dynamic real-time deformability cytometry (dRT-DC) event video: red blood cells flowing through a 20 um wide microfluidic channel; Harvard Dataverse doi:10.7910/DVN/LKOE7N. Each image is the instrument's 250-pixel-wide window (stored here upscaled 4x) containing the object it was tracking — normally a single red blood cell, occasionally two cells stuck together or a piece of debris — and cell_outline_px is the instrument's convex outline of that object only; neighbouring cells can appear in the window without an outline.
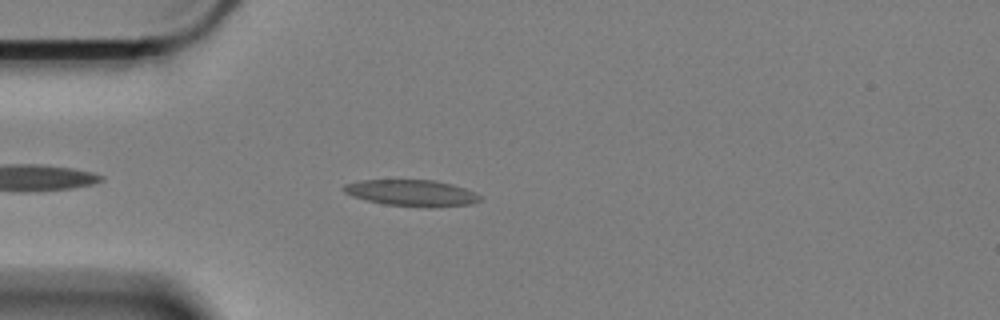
{"species": "Egyptian fruit bat (a non-hibernating species)", "species_latin": "Rousettus aegyptiacus", "temperature_condition": "cold", "stored_images_in_passage": 43, "camera_frame_rate_fps": 3000, "um_per_image_px": 0.085, "animal": {"sex": "female"}, "frame": {"image": 1, "passage_image": 4, "time_ms": 1.0, "image_size_px": [1000, 320], "cell_outline_px": [[480, 200], [472, 204], [428, 208], [384, 204], [352, 196], [344, 192], [344, 184], [360, 180], [432, 180], [452, 184], [476, 192], [480, 196]], "centroid_in_image_um": [35.01, 16.41], "position_along_channel_um": 50.0, "area_um2": 20.92}}
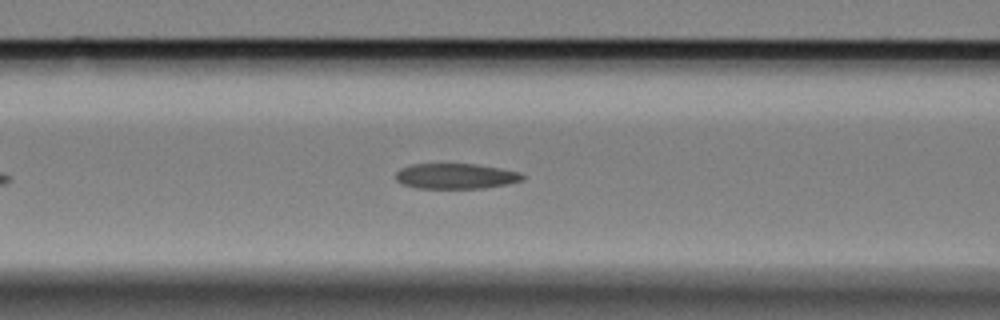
{"frame": {"image": 2, "passage_image": 12, "time_ms": 3.667, "image_size_px": [1000, 320], "cell_outline_px": [[524, 180], [508, 184], [484, 188], [416, 188], [404, 184], [396, 180], [396, 172], [400, 168], [412, 164], [476, 164], [500, 168], [520, 172], [524, 176]], "centroid_in_image_um": [38.76, 14.97], "position_along_channel_um": 127.8, "area_um2": 18.79}}
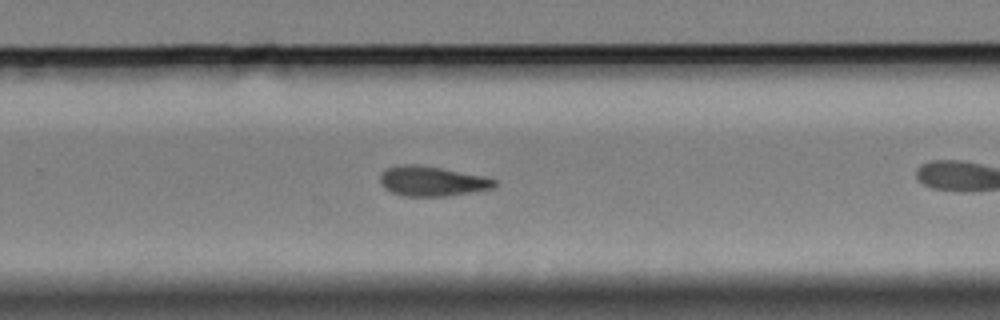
{"frame": {"image": 3, "passage_image": 23, "time_ms": 7.333, "image_size_px": [1000, 320], "cell_outline_px": [[496, 184], [492, 188], [448, 196], [404, 196], [392, 192], [384, 188], [380, 180], [380, 176], [388, 168], [396, 164], [416, 164], [440, 168], [484, 176], [496, 180]], "centroid_in_image_um": [36.7, 15.4], "position_along_channel_um": 293.1, "area_um2": 19.71}, "authors_computed_cell_mechanics": {"area_um2": 18.785, "velocity_mm_per_s": 3.3177, "shape_relaxation_time_tau1_ms": null, "shape_relaxation_time_tau2_ms": 5.1314, "deformation_change_tau1": null, "deformation_change_tau2": 0.1329}}